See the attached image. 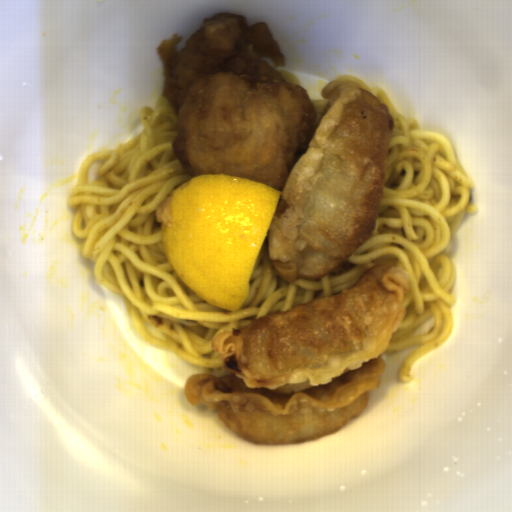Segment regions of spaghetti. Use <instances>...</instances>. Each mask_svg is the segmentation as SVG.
Segmentation results:
<instances>
[{"label": "spaghetti", "mask_w": 512, "mask_h": 512, "mask_svg": "<svg viewBox=\"0 0 512 512\" xmlns=\"http://www.w3.org/2000/svg\"><path fill=\"white\" fill-rule=\"evenodd\" d=\"M359 83L387 107L395 129L384 195L371 237L343 264L320 280H284L271 263L268 231L254 264L248 296L235 312L202 299L188 287L168 258L156 209L190 177L175 157L177 116L168 99L143 106L142 131L114 149L91 153L79 167L68 199L75 210L72 231L79 251L94 262L96 282L122 296L129 317L152 345L169 351L203 374H229L212 340L224 330L351 288L371 267L394 265L410 273L406 310L384 352L416 346L399 367L410 383L411 367L449 341L457 303L451 291L457 272L445 255L463 218L476 214L475 188L445 135L420 129L397 112L387 93ZM336 79V80H337Z\"/></svg>", "instance_id": "c7327b10"}, {"label": "spaghetti", "mask_w": 512, "mask_h": 512, "mask_svg": "<svg viewBox=\"0 0 512 512\" xmlns=\"http://www.w3.org/2000/svg\"><path fill=\"white\" fill-rule=\"evenodd\" d=\"M311 101H312V104H313V107L315 110L317 124L319 127L321 117H322V114H323V111H324L327 101H326V99H311Z\"/></svg>", "instance_id": "8bdb9b5d"}, {"label": "spaghetti", "mask_w": 512, "mask_h": 512, "mask_svg": "<svg viewBox=\"0 0 512 512\" xmlns=\"http://www.w3.org/2000/svg\"><path fill=\"white\" fill-rule=\"evenodd\" d=\"M283 80L287 83H294L301 86V83L298 79V77L293 73L285 69H278Z\"/></svg>", "instance_id": "4aaf3555"}]
</instances>
